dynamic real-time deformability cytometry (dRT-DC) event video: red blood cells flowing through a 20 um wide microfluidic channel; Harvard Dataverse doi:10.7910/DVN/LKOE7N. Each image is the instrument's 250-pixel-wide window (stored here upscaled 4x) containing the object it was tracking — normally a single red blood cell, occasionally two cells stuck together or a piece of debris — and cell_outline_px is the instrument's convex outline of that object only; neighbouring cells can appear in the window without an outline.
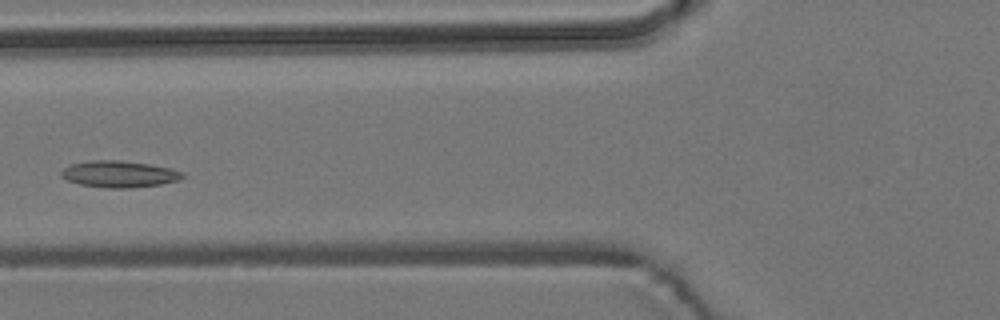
{"species": "common noctule bat (a hibernating species)", "species_latin": "Nyctalus noctula", "temperature_condition": "room temperature", "stored_images_in_passage": 5, "camera_frame_rate_fps": 3000, "um_per_image_px": 0.085, "animal": {"sex": "male", "body_mass_g": 19.2, "forearm_length_mm": 51.8}, "frame": {"image": 1, "passage_image": 4, "time_ms": 3.667, "image_size_px": [1000, 320], "cell_outline_px": [[184, 176], [180, 180], [160, 184], [128, 188], [108, 188], [80, 184], [68, 180], [60, 176], [60, 172], [68, 164], [88, 160], [120, 160], [148, 164], [172, 168], [184, 172]], "centroid_in_image_um": [10.12, 14.78], "position_along_channel_um": 115.7, "area_um2": 18.9}}
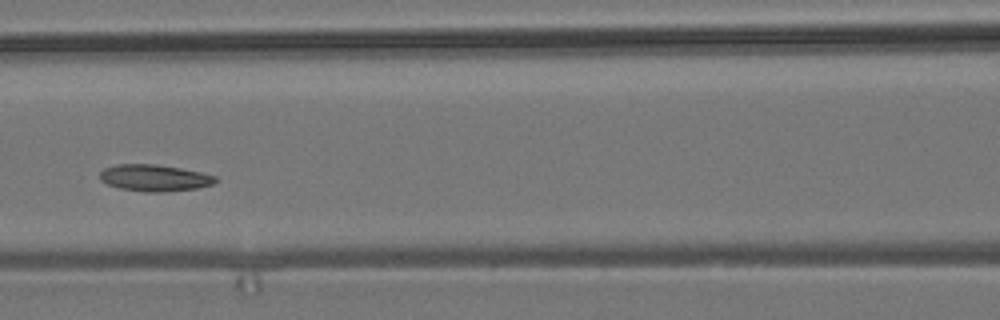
{"frame": {"image": 2, "passage_image": 5, "time_ms": 4.667, "image_size_px": [1000, 320], "cell_outline_px": [[216, 180], [212, 184], [196, 188], [164, 192], [148, 192], [120, 188], [108, 184], [100, 180], [100, 172], [104, 168], [116, 164], [156, 164], [180, 168], [200, 172], [216, 176]], "centroid_in_image_um": [13.1, 15.11], "position_along_channel_um": 153.5, "area_um2": 17.8}}